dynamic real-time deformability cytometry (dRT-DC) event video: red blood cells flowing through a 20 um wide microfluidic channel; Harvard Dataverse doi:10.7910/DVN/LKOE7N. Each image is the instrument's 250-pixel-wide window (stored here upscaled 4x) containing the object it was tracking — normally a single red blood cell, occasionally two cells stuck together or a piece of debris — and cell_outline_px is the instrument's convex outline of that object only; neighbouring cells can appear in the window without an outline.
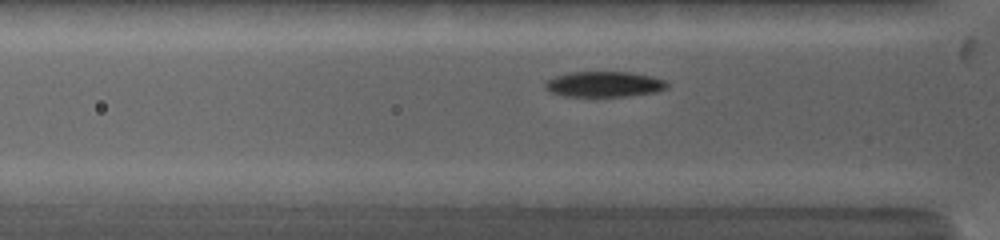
{"species": "common noctule bat (a hibernating species)", "species_latin": "Nyctalus noctula", "temperature_condition": "warm", "stored_images_in_passage": 35, "camera_frame_rate_fps": 5000, "um_per_image_px": 0.085, "animal": {"sex": "female", "body_mass_g": 19.0, "forearm_length_mm": 53.3}, "frame": {"image": 1, "passage_image": 9, "time_ms": 2.4, "image_size_px": [1000, 240], "cell_outline_px": [[668, 88], [660, 92], [624, 96], [564, 96], [548, 92], [544, 88], [544, 80], [568, 72], [628, 72], [652, 76], [664, 80], [668, 84]], "centroid_in_image_um": [51.33, 7.16], "position_along_channel_um": 74.5, "area_um2": 18.38}}
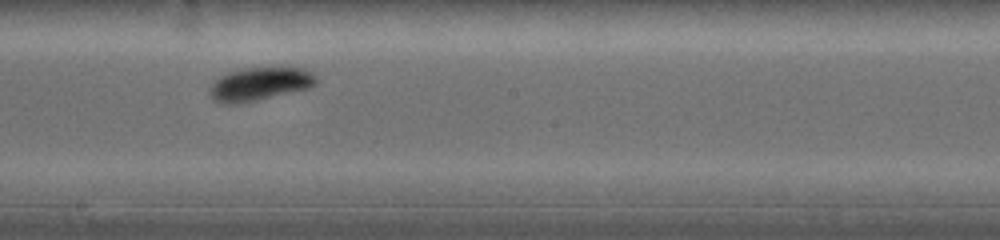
{"frame": {"image": 2, "passage_image": 21, "time_ms": 6.2, "image_size_px": [1000, 240], "cell_outline_px": [[320, 80], [316, 84], [308, 88], [256, 100], [236, 104], [224, 104], [216, 100], [208, 92], [208, 88], [220, 76], [228, 72], [244, 68], [268, 64], [292, 64], [304, 68], [312, 72]], "centroid_in_image_um": [22.17, 7.05], "position_along_channel_um": 226.0, "area_um2": 21.68}}
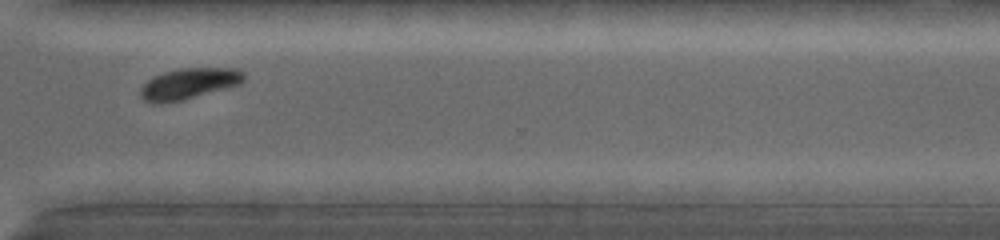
{"frame": {"image": 3, "passage_image": 31, "time_ms": 9.4, "image_size_px": [1000, 240], "cell_outline_px": [[244, 80], [240, 84], [184, 100], [160, 104], [152, 104], [144, 100], [140, 96], [140, 88], [152, 76], [176, 68], [236, 68], [244, 72]], "centroid_in_image_um": [16.02, 7.12], "position_along_channel_um": 354.6, "area_um2": 18.9}, "authors_computed_cell_mechanics": {"area_um2": 19.3052, "velocity_mm_per_s": 3.9981, "shape_relaxation_time_tau1_ms": 2.1444, "shape_relaxation_time_tau2_ms": null, "deformation_change_tau1": 0.1663, "deformation_change_tau2": null}}